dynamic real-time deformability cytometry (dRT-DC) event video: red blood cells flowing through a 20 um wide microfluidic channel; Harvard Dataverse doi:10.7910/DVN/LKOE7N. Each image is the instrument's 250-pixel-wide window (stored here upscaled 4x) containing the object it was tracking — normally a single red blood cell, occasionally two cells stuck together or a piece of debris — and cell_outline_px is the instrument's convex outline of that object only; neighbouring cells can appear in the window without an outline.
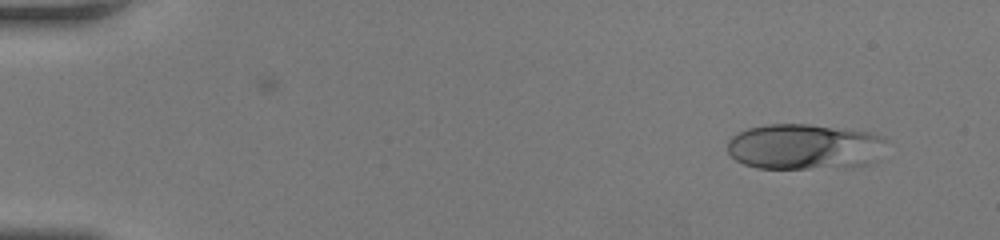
{"species": "human", "species_latin": "Homo sapiens", "temperature_condition": "room temperature", "stored_images_in_passage": 46, "camera_frame_rate_fps": 3000, "um_per_image_px": 0.085, "donor": {"sex": "female"}, "frame": {"image": 1, "passage_image": 1, "time_ms": 0.0, "image_size_px": [1000, 240], "cell_outline_px": [[888, 140], [876, 160], [868, 164], [852, 168], [756, 168], [744, 164], [736, 160], [728, 152], [728, 140], [736, 132], [748, 128], [764, 124], [808, 124], [844, 128], [872, 132], [884, 136]], "centroid_in_image_um": [68.42, 12.47], "position_along_channel_um": 16.6, "area_um2": 43.06}}
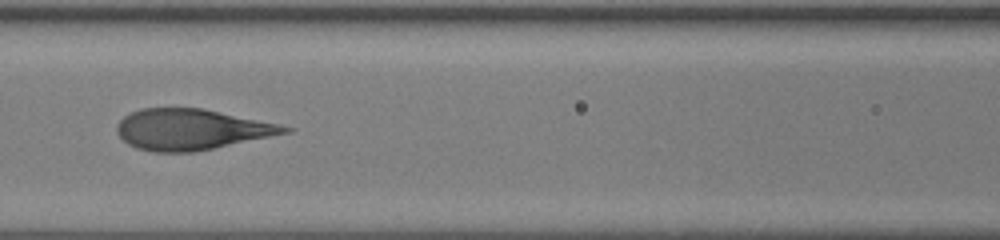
{"frame": {"image": 2, "passage_image": 20, "time_ms": 6.333, "image_size_px": [1000, 240], "cell_outline_px": [[296, 128], [292, 132], [192, 152], [152, 152], [136, 148], [128, 144], [116, 132], [116, 124], [124, 116], [140, 108], [200, 108], [280, 124]], "centroid_in_image_um": [16.25, 11.0], "position_along_channel_um": 150.3, "area_um2": 39.71}}
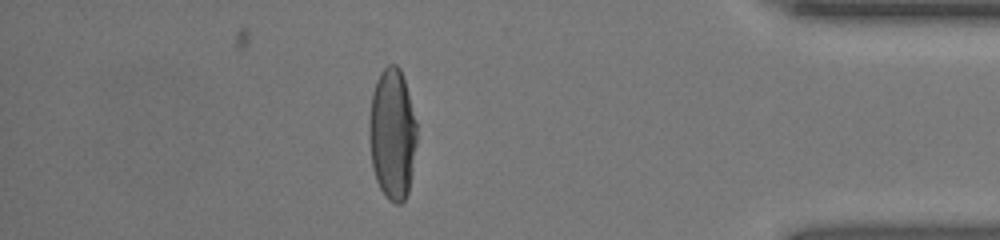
{"frame": {"image": 3, "passage_image": 40, "time_ms": 13.0, "image_size_px": [1000, 240], "cell_outline_px": [[416, 144], [408, 192], [404, 200], [400, 204], [396, 204], [388, 200], [384, 196], [376, 180], [372, 168], [368, 136], [368, 124], [372, 92], [376, 80], [380, 72], [388, 64], [396, 64], [400, 68], [408, 92], [416, 120]], "centroid_in_image_um": [33.32, 11.39], "position_along_channel_um": 401.9, "area_um2": 36.7}}